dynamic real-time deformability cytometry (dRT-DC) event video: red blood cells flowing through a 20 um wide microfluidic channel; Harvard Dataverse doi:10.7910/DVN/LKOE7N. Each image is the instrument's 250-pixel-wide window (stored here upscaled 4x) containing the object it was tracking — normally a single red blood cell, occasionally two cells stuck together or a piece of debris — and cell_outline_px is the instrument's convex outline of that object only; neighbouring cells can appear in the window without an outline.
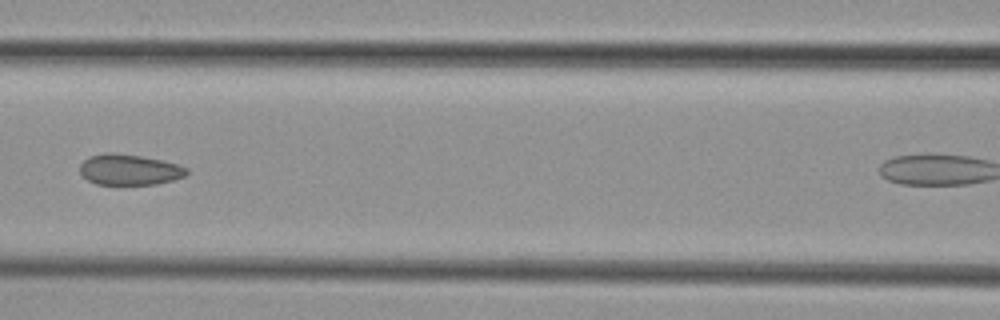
{"species": "common noctule bat (a hibernating species)", "species_latin": "Nyctalus noctula", "temperature_condition": "cold", "stored_images_in_passage": 9, "segment_of_instrument_passage": [1, 2], "camera_frame_rate_fps": 3000, "um_per_image_px": 0.085, "animal": {"sex": "female", "body_mass_g": 29.2, "forearm_length_mm": 56.3}, "frame": {"image": 1, "passage_image": 7, "time_ms": 8.0, "image_size_px": [1000, 320], "cell_outline_px": [[188, 172], [184, 176], [172, 180], [156, 184], [96, 184], [88, 180], [80, 172], [80, 164], [84, 160], [92, 156], [104, 152], [112, 152], [140, 156], [160, 160], [176, 164], [188, 168]], "centroid_in_image_um": [10.98, 14.42], "position_along_channel_um": 155.6, "area_um2": 18.9}}
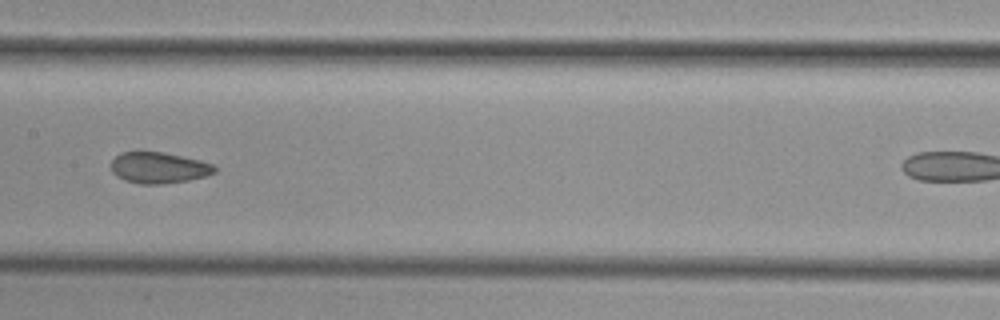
{"frame": {"image": 2, "passage_image": 8, "time_ms": 9.0, "image_size_px": [1000, 320], "cell_outline_px": [[216, 172], [204, 176], [188, 180], [164, 184], [140, 184], [124, 180], [116, 176], [112, 172], [112, 160], [120, 152], [136, 148], [164, 152], [200, 160], [212, 164], [216, 168]], "centroid_in_image_um": [13.43, 14.21], "position_along_channel_um": 194.0, "area_um2": 19.36}}